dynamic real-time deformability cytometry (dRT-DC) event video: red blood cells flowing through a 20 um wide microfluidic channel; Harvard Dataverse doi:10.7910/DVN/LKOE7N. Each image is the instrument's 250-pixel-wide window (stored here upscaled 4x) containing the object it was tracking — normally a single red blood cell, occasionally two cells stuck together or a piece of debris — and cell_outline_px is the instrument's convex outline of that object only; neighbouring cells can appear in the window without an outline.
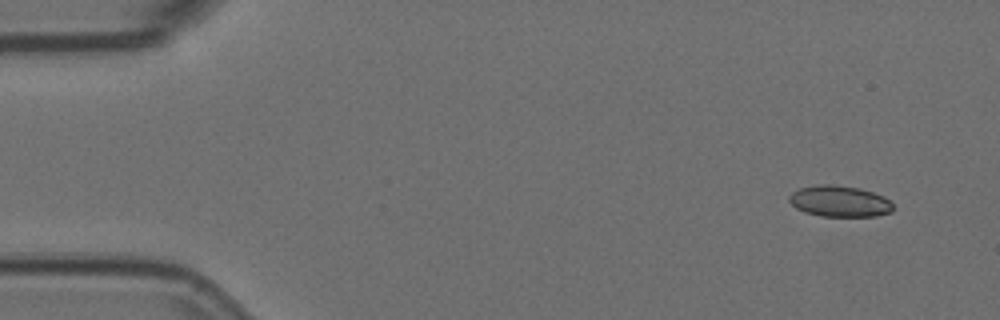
{"species": "Egyptian fruit bat (a non-hibernating species)", "species_latin": "Rousettus aegyptiacus", "temperature_condition": "room temperature", "stored_images_in_passage": 5, "camera_frame_rate_fps": 3000, "um_per_image_px": 0.085, "animal": {"sex": "female"}, "frame": {"image": 1, "passage_image": 1, "time_ms": 0.0, "image_size_px": [1000, 320], "cell_outline_px": [[892, 212], [876, 216], [820, 216], [804, 212], [796, 208], [788, 200], [788, 196], [792, 192], [800, 188], [820, 184], [832, 184], [860, 188], [884, 196], [892, 204]], "centroid_in_image_um": [71.34, 17.1], "position_along_channel_um": 13.7, "area_um2": 18.9}}
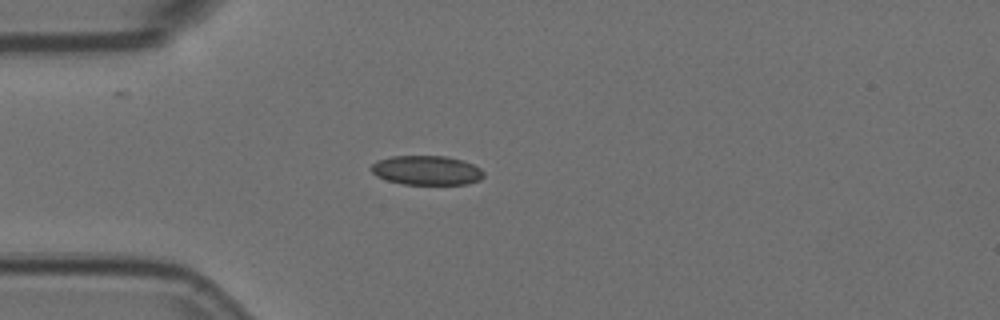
{"frame": {"image": 2, "passage_image": 4, "time_ms": 1.0, "image_size_px": [1000, 320], "cell_outline_px": [[484, 176], [480, 180], [468, 184], [404, 184], [388, 180], [376, 176], [372, 172], [372, 164], [376, 160], [392, 156], [444, 156], [464, 160], [480, 168], [484, 172]], "centroid_in_image_um": [36.28, 14.47], "position_along_channel_um": 48.7, "area_um2": 19.25}}